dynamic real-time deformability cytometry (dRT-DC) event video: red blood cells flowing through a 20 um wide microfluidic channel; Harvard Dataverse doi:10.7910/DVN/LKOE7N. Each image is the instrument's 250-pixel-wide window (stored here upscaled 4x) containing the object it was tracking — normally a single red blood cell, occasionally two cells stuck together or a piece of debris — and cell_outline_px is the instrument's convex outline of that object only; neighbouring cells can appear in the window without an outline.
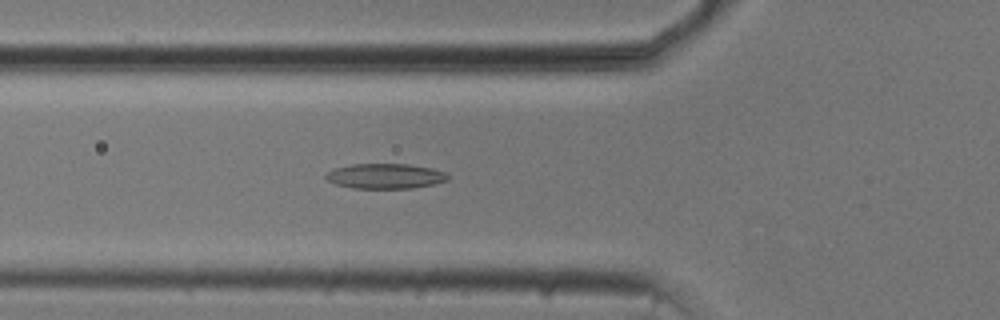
{"species": "common noctule bat (a hibernating species)", "species_latin": "Nyctalus noctula", "temperature_condition": "cold", "stored_images_in_passage": 54, "camera_frame_rate_fps": 3000, "um_per_image_px": 0.085, "animal": {"sex": "male", "body_mass_g": 20.5, "forearm_length_mm": 52.5}, "frame": {"image": 1, "passage_image": 19, "time_ms": 6.0, "image_size_px": [1000, 320], "cell_outline_px": [[448, 180], [432, 184], [412, 188], [352, 188], [336, 184], [328, 180], [324, 176], [328, 172], [336, 168], [352, 164], [408, 164], [432, 168], [444, 172], [448, 176]], "centroid_in_image_um": [32.74, 14.97], "position_along_channel_um": 93.1, "area_um2": 17.63}}
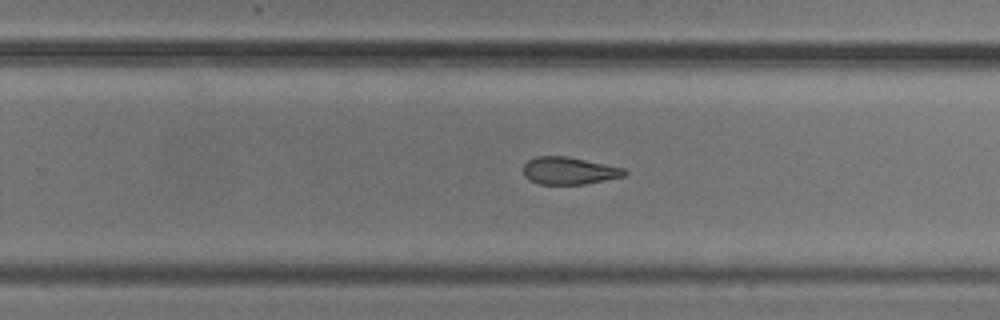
{"frame": {"image": 2, "passage_image": 34, "time_ms": 11.0, "image_size_px": [1000, 320], "cell_outline_px": [[628, 172], [624, 176], [584, 184], [536, 184], [528, 180], [524, 176], [524, 164], [528, 160], [536, 156], [568, 156], [624, 168]], "centroid_in_image_um": [48.34, 14.51], "position_along_channel_um": 281.5, "area_um2": 16.18}}
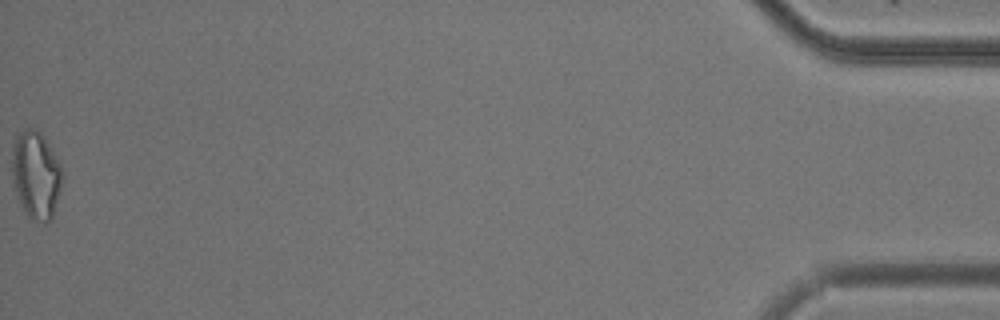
{"frame": {"image": 3, "passage_image": 54, "time_ms": 17.667, "image_size_px": [1000, 320], "cell_outline_px": [[64, 176], [60, 192], [52, 220], [44, 224], [28, 216], [24, 212], [20, 204], [12, 184], [12, 144], [16, 136], [24, 128], [36, 128], [44, 136], [60, 164]], "centroid_in_image_um": [3.06, 14.88], "position_along_channel_um": 432.1, "area_um2": 26.24}, "authors_computed_cell_mechanics": {"area_um2": 18.3804, "velocity_mm_per_s": 3.7587, "shape_relaxation_time_tau1_ms": 7.6177, "shape_relaxation_time_tau2_ms": 5.1594, "deformation_change_tau1": 0.1581, "deformation_change_tau2": 0.1526}}